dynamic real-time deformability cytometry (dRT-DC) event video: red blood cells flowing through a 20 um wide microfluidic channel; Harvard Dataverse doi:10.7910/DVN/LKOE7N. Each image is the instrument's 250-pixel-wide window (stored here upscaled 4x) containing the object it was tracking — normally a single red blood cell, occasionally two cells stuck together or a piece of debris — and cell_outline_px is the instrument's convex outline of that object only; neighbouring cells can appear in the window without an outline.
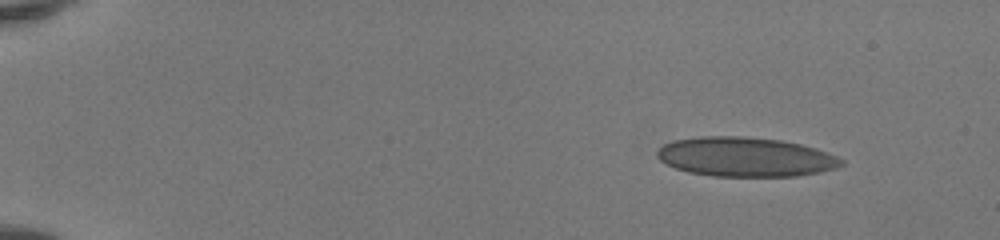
{"species": "human", "species_latin": "Homo sapiens", "temperature_condition": "room temperature", "stored_images_in_passage": 46, "camera_frame_rate_fps": 3000, "um_per_image_px": 0.085, "donor": {"sex": "female"}, "frame": {"image": 1, "passage_image": 1, "time_ms": 0.0, "image_size_px": [1000, 240], "cell_outline_px": [[844, 164], [840, 168], [820, 172], [796, 176], [712, 176], [688, 172], [664, 164], [656, 156], [656, 152], [664, 144], [672, 140], [700, 136], [744, 136], [784, 140], [816, 148], [828, 152], [844, 160]], "centroid_in_image_um": [63.37, 13.33], "position_along_channel_um": 21.6, "area_um2": 42.77}}
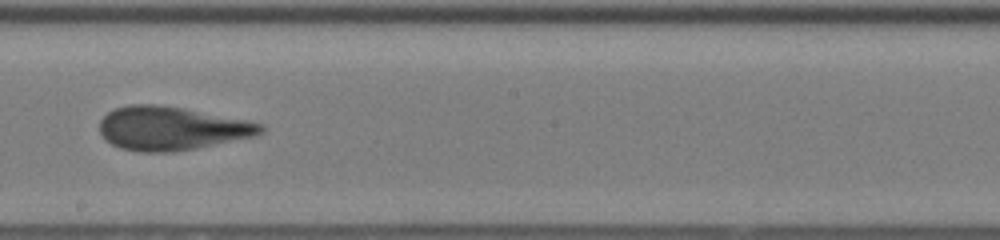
{"frame": {"image": 2, "passage_image": 26, "time_ms": 8.333, "image_size_px": [1000, 240], "cell_outline_px": [[264, 132], [256, 136], [196, 148], [172, 152], [140, 152], [120, 148], [112, 144], [100, 132], [100, 120], [108, 112], [116, 108], [128, 104], [156, 104], [184, 108], [248, 120], [264, 124]], "centroid_in_image_um": [14.61, 10.9], "position_along_channel_um": 233.6, "area_um2": 40.98}}
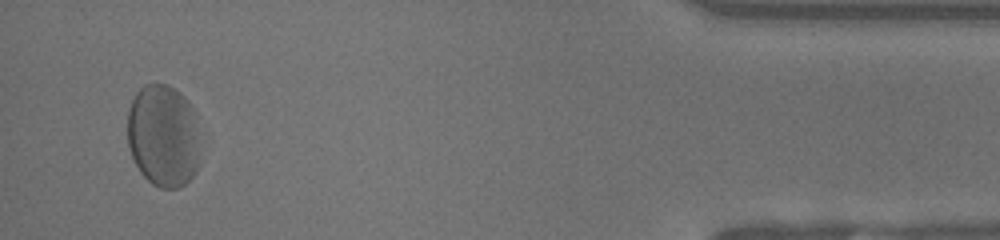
{"frame": {"image": 3, "passage_image": 44, "time_ms": 14.333, "image_size_px": [1000, 240], "cell_outline_px": [[196, 172], [184, 184], [176, 188], [160, 188], [152, 184], [140, 172], [128, 148], [128, 108], [136, 92], [144, 84], [168, 84], [180, 92], [196, 112]], "centroid_in_image_um": [13.83, 11.51], "position_along_channel_um": 421.4, "area_um2": 43.12}, "authors_computed_cell_mechanics": {"area_um2": 40.9513, "velocity_mm_per_s": 4.1114, "shape_relaxation_time_tau1_ms": 4.8311, "shape_relaxation_time_tau2_ms": 0.9713, "deformation_change_tau1": 0.1584, "deformation_change_tau2": 0.093}}